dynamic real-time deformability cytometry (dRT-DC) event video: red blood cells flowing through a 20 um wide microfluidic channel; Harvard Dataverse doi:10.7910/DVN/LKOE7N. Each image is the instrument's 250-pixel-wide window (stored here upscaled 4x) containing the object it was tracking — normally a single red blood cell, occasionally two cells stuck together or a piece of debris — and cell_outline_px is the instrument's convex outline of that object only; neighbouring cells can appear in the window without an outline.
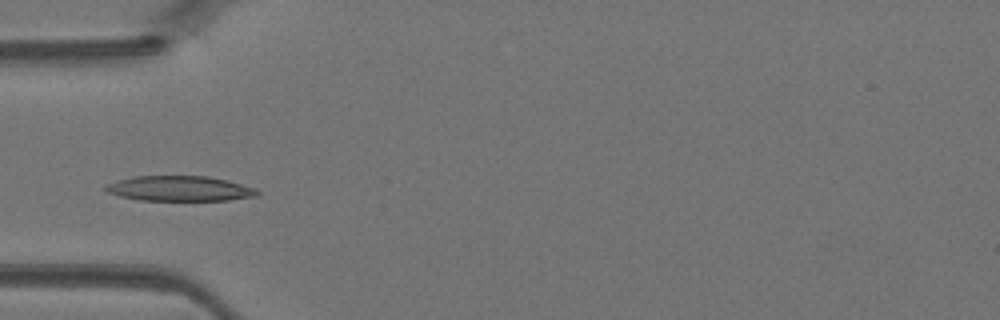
{"species": "Egyptian fruit bat (a non-hibernating species)", "species_latin": "Rousettus aegyptiacus", "temperature_condition": "warm", "stored_images_in_passage": 11, "camera_frame_rate_fps": 3000, "um_per_image_px": 0.085, "animal": {"sex": "female"}, "frame": {"image": 1, "passage_image": 1, "time_ms": 0.0, "image_size_px": [1000, 320], "cell_outline_px": [[260, 192], [256, 196], [228, 200], [140, 200], [120, 196], [108, 192], [104, 188], [108, 184], [116, 180], [132, 176], [208, 176], [228, 180], [252, 188]], "centroid_in_image_um": [15.24, 16.02], "position_along_channel_um": 69.8, "area_um2": 22.02}}
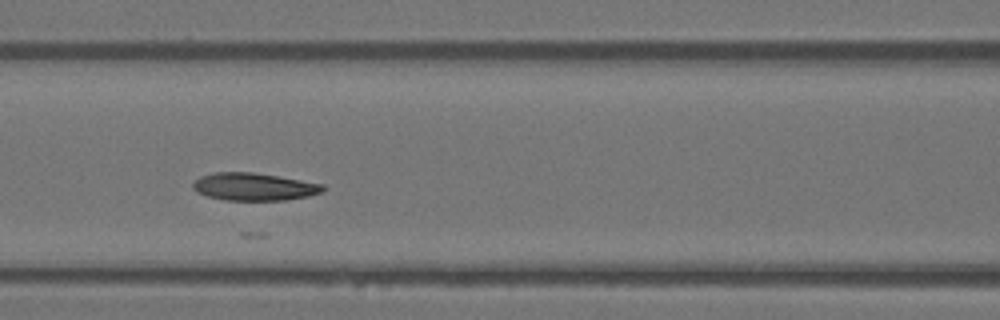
{"frame": {"image": 2, "passage_image": 6, "time_ms": 1.667, "image_size_px": [1000, 320], "cell_outline_px": [[328, 188], [324, 192], [308, 196], [288, 200], [224, 200], [208, 196], [196, 192], [192, 188], [192, 184], [200, 176], [212, 172], [252, 172], [324, 184]], "centroid_in_image_um": [21.61, 15.87], "position_along_channel_um": 145.0, "area_um2": 21.04}}
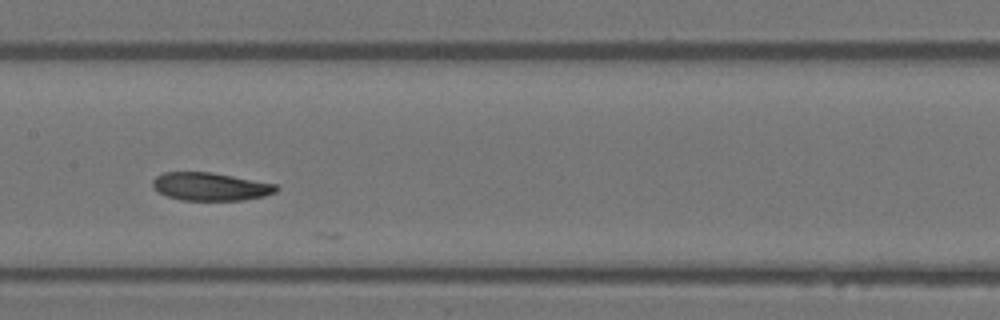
{"frame": {"image": 3, "passage_image": 9, "time_ms": 2.667, "image_size_px": [1000, 320], "cell_outline_px": [[280, 188], [276, 192], [264, 196], [244, 200], [180, 200], [168, 196], [152, 188], [152, 180], [156, 176], [164, 172], [212, 172], [276, 184]], "centroid_in_image_um": [17.89, 15.86], "position_along_channel_um": 189.5, "area_um2": 20.23}}